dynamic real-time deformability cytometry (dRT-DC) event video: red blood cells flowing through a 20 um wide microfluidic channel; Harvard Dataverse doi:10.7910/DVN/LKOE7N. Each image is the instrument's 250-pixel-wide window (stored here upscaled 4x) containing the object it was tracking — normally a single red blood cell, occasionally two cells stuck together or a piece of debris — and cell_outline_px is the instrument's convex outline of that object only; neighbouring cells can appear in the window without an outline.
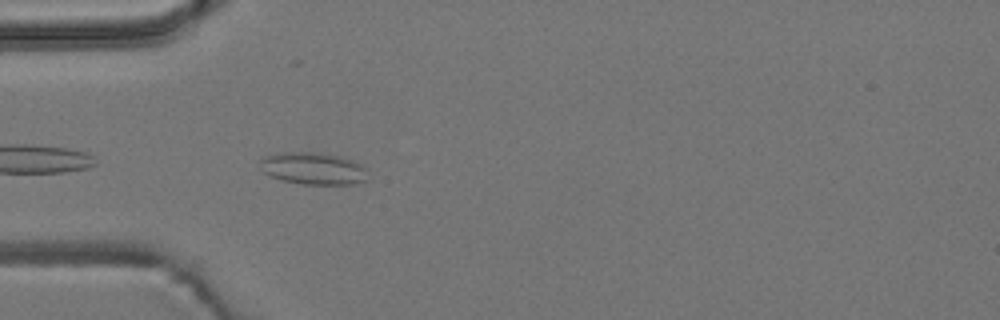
{"species": "common noctule bat (a hibernating species)", "species_latin": "Nyctalus noctula", "temperature_condition": "room temperature", "stored_images_in_passage": 5, "camera_frame_rate_fps": 3000, "um_per_image_px": 0.085, "animal": {"sex": "male", "body_mass_g": 19.2, "forearm_length_mm": 51.8}, "frame": {"image": 1, "passage_image": 2, "time_ms": 0.333, "image_size_px": [1000, 320], "cell_outline_px": [[364, 180], [356, 184], [300, 184], [284, 180], [272, 176], [264, 172], [260, 160], [264, 156], [280, 152], [312, 152], [336, 156], [352, 160], [360, 164], [364, 168]], "centroid_in_image_um": [26.58, 14.31], "position_along_channel_um": 58.4, "area_um2": 19.65}}